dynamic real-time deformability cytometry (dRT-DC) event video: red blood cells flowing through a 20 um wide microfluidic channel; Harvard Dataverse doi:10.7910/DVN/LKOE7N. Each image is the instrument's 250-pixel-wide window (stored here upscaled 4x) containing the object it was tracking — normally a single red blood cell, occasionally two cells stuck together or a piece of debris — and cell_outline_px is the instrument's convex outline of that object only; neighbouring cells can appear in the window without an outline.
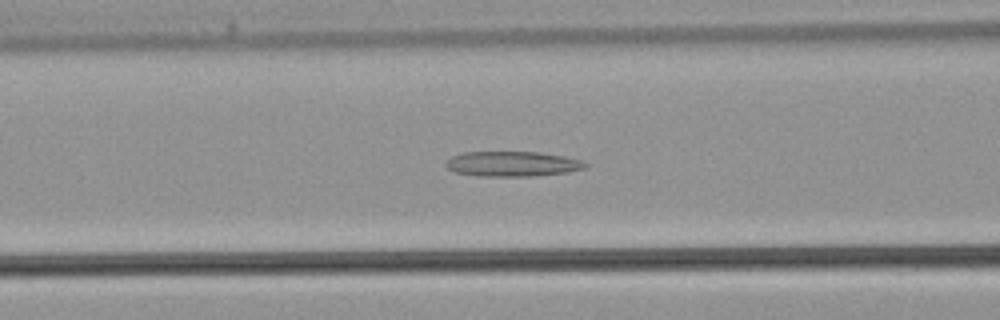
{"species": "common noctule bat (a hibernating species)", "species_latin": "Nyctalus noctula", "temperature_condition": "warm", "stored_images_in_passage": 41, "camera_frame_rate_fps": 3000, "um_per_image_px": 0.085, "animal": {"sex": "male", "body_mass_g": 21.5, "forearm_length_mm": 52.0}, "frame": {"image": 1, "passage_image": 16, "time_ms": 5.0, "image_size_px": [1000, 320], "cell_outline_px": [[588, 168], [568, 172], [532, 176], [476, 176], [456, 172], [448, 168], [444, 164], [452, 156], [464, 152], [540, 152], [564, 156], [580, 160], [588, 164]], "centroid_in_image_um": [43.58, 13.93], "position_along_channel_um": 123.0, "area_um2": 20.4}}
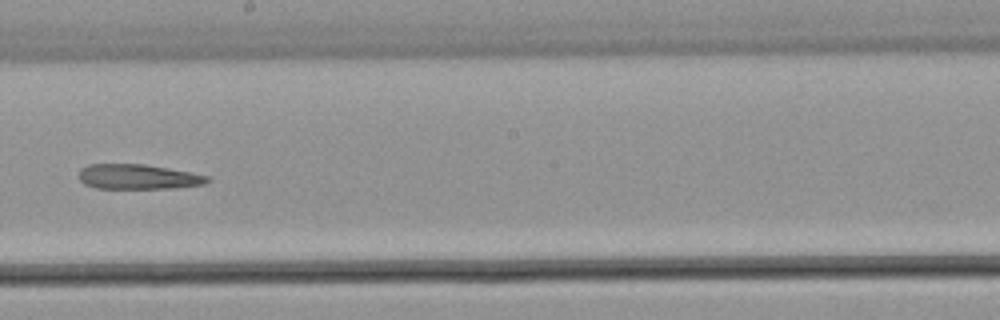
{"frame": {"image": 2, "passage_image": 23, "time_ms": 7.333, "image_size_px": [1000, 320], "cell_outline_px": [[212, 180], [204, 184], [176, 188], [96, 188], [84, 184], [80, 180], [80, 168], [88, 164], [144, 164], [168, 168], [208, 176]], "centroid_in_image_um": [11.73, 15.02], "position_along_channel_um": 236.5, "area_um2": 18.61}}
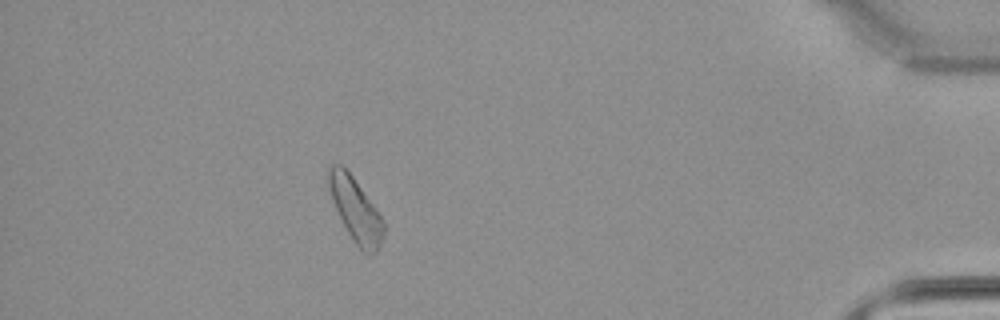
{"frame": {"image": 3, "passage_image": 37, "time_ms": 12.0, "image_size_px": [1000, 320], "cell_outline_px": [[384, 236], [376, 252], [368, 256], [360, 252], [348, 232], [332, 200], [324, 176], [328, 168], [332, 164], [340, 164], [352, 176], [372, 204], [380, 216], [384, 224]], "centroid_in_image_um": [30.18, 17.84], "position_along_channel_um": 405.0, "area_um2": 20.35}}